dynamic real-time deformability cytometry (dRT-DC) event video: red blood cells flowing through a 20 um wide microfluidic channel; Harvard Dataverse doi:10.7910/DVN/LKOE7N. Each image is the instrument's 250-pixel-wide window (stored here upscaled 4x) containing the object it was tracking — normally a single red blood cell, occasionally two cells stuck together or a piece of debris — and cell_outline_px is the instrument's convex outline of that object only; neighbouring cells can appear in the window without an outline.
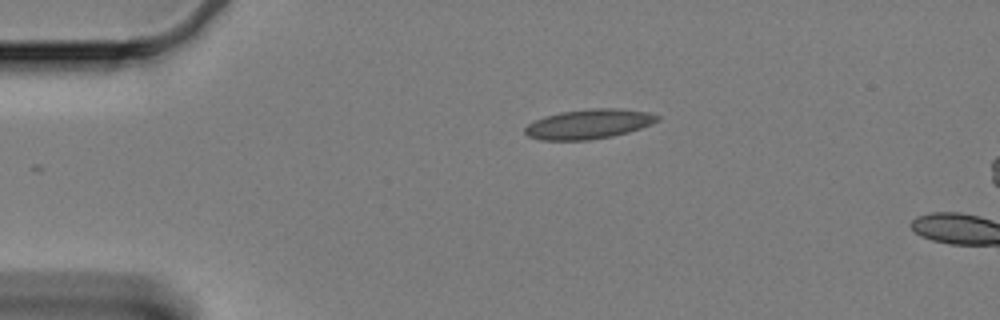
{"species": "Egyptian fruit bat (a non-hibernating species)", "species_latin": "Rousettus aegyptiacus", "temperature_condition": "cold", "stored_images_in_passage": 4, "camera_frame_rate_fps": 3000, "um_per_image_px": 0.085, "animal": {"sex": "female"}, "frame": {"image": 1, "passage_image": 1, "time_ms": 0.0, "image_size_px": [1000, 320], "cell_outline_px": [[660, 120], [640, 128], [628, 132], [612, 136], [588, 140], [540, 140], [528, 136], [524, 132], [524, 128], [528, 124], [544, 116], [560, 112], [592, 108], [616, 108], [648, 112], [660, 116]], "centroid_in_image_um": [50.03, 10.54], "position_along_channel_um": 35.0, "area_um2": 22.83}}